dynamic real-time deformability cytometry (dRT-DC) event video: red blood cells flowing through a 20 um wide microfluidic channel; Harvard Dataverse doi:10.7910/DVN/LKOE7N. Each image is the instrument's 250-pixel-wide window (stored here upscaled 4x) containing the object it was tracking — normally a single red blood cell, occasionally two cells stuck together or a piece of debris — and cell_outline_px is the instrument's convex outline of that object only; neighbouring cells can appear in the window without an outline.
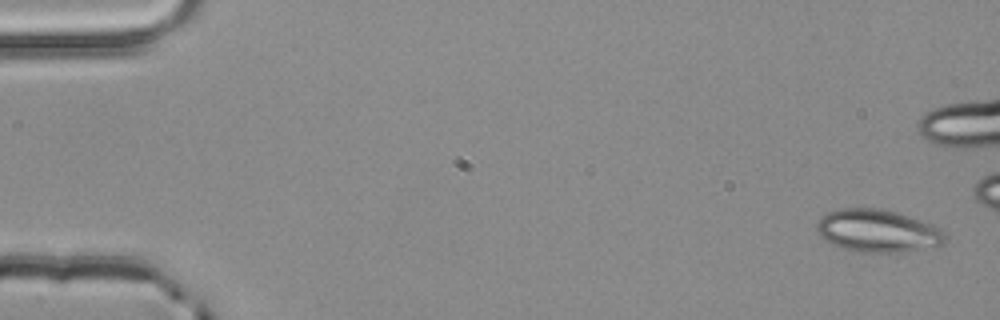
{"species": "common noctule bat (a hibernating species)", "species_latin": "Nyctalus noctula", "temperature_condition": "room temperature", "stored_images_in_passage": 5, "camera_frame_rate_fps": 3000, "um_per_image_px": 0.085, "animal": {"sex": "male", "body_mass_g": 20.4}, "frame": {"image": 1, "passage_image": 1, "time_ms": 0.0, "image_size_px": [1000, 320], "cell_outline_px": [[944, 244], [900, 252], [856, 252], [840, 248], [824, 240], [820, 236], [816, 228], [816, 224], [820, 216], [828, 212], [844, 208], [880, 208], [896, 212], [932, 224], [940, 228], [944, 232]], "centroid_in_image_um": [74.54, 19.62], "position_along_channel_um": 10.5, "area_um2": 31.85}}